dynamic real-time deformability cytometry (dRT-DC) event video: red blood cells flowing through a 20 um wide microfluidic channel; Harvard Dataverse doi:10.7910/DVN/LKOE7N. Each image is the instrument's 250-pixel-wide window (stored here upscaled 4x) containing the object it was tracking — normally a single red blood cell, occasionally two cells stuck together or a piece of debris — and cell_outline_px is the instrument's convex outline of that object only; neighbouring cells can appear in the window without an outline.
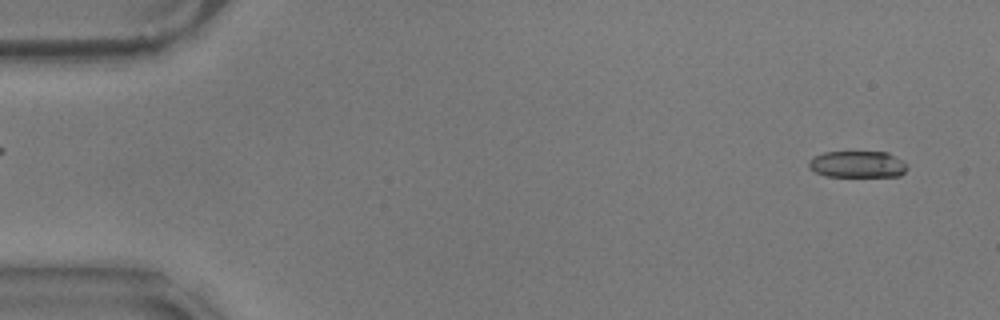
{"species": "common noctule bat (a hibernating species)", "species_latin": "Nyctalus noctula", "temperature_condition": "warm", "stored_images_in_passage": 58, "camera_frame_rate_fps": 3000, "um_per_image_px": 0.085, "animal": {"sex": "male", "body_mass_g": 17.9}, "frame": {"image": 1, "passage_image": 4, "time_ms": 1.0, "image_size_px": [1000, 320], "cell_outline_px": [[908, 168], [900, 176], [824, 176], [808, 168], [808, 160], [812, 156], [824, 152], [888, 152], [908, 164]], "centroid_in_image_um": [72.86, 13.96], "position_along_channel_um": 12.1, "area_um2": 15.43}}
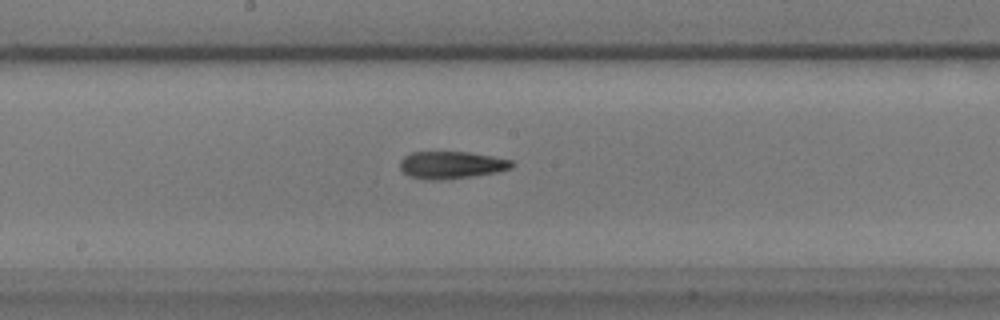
{"frame": {"image": 2, "passage_image": 31, "time_ms": 10.0, "image_size_px": [1000, 320], "cell_outline_px": [[516, 164], [512, 168], [496, 172], [476, 176], [444, 180], [428, 180], [408, 176], [400, 168], [400, 160], [404, 156], [412, 152], [468, 152], [492, 156], [512, 160]], "centroid_in_image_um": [38.38, 14.03], "position_along_channel_um": 209.8, "area_um2": 18.03}}
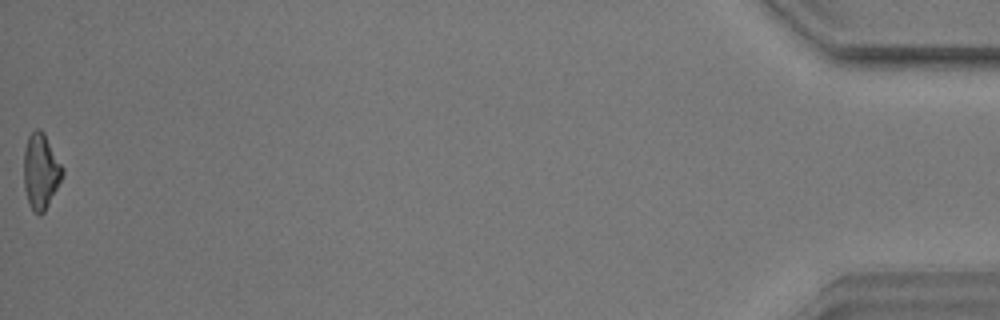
{"frame": {"image": 3, "passage_image": 58, "time_ms": 19.0, "image_size_px": [1000, 320], "cell_outline_px": [[64, 172], [44, 212], [40, 216], [32, 212], [28, 204], [24, 188], [24, 148], [28, 136], [36, 128], [40, 128], [44, 132], [64, 168]], "centroid_in_image_um": [3.45, 14.55], "position_along_channel_um": 431.8, "area_um2": 17.11}, "authors_computed_cell_mechanics": {"area_um2": 17.1088, "velocity_mm_per_s": 3.5476, "shape_relaxation_time_tau1_ms": 4.9665, "shape_relaxation_time_tau2_ms": 7.9645, "deformation_change_tau1": 0.2007, "deformation_change_tau2": 0.2164}}